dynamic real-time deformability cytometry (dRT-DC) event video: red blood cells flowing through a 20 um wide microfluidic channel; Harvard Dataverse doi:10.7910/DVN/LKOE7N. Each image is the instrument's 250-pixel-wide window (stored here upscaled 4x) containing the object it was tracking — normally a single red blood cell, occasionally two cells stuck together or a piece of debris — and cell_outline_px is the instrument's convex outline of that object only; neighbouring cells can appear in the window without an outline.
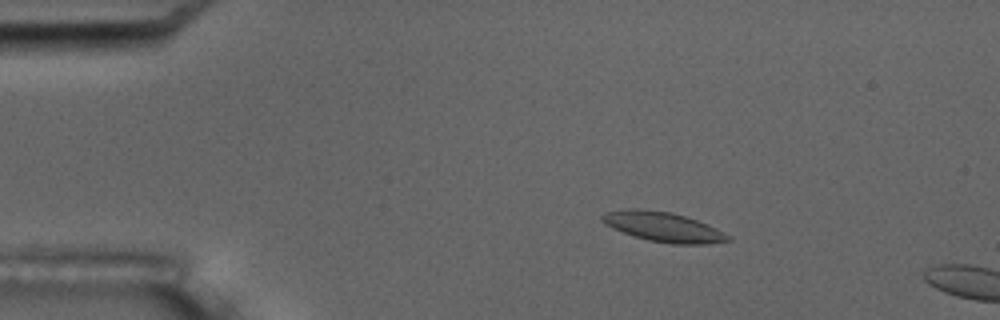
{"species": "common noctule bat (a hibernating species)", "species_latin": "Nyctalus noctula", "temperature_condition": "room temperature", "stored_images_in_passage": 3, "camera_frame_rate_fps": 3000, "um_per_image_px": 0.085, "animal": {"sex": "male", "body_mass_g": 17.5, "forearm_length_mm": 52.3}, "frame": {"image": 1, "passage_image": 2, "time_ms": 1.0, "image_size_px": [1000, 320], "cell_outline_px": [[732, 240], [708, 244], [672, 244], [648, 240], [612, 228], [604, 224], [600, 220], [600, 216], [604, 212], [632, 208], [640, 208], [672, 212], [708, 224], [732, 236]], "centroid_in_image_um": [56.38, 19.28], "position_along_channel_um": 28.6, "area_um2": 21.91}}